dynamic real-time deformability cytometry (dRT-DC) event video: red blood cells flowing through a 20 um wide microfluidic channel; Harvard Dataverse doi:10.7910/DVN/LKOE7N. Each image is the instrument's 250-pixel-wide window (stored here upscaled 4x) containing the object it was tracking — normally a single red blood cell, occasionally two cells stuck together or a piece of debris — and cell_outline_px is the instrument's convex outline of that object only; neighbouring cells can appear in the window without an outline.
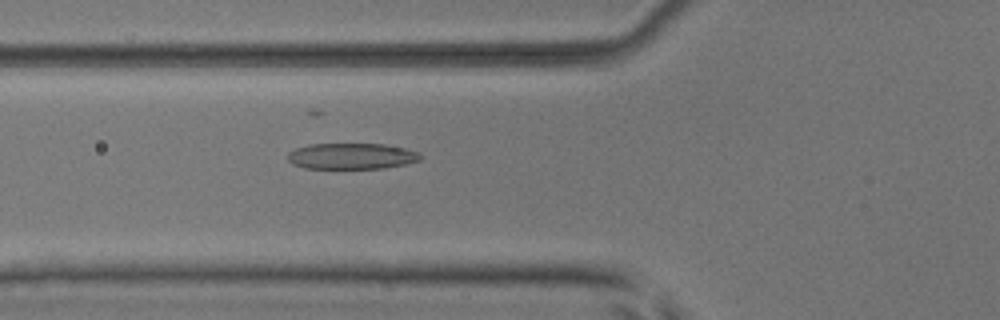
{"species": "common noctule bat (a hibernating species)", "species_latin": "Nyctalus noctula", "temperature_condition": "room temperature", "stored_images_in_passage": 2, "camera_frame_rate_fps": 3000, "um_per_image_px": 0.085, "animal": {"sex": "male", "body_mass_g": 17.9, "forearm_length_mm": 54.2}, "frame": {"image": 1, "passage_image": 2, "time_ms": 0.333, "image_size_px": [1000, 320], "cell_outline_px": [[424, 156], [420, 160], [404, 164], [384, 168], [304, 168], [292, 164], [288, 160], [288, 152], [296, 148], [308, 144], [384, 144], [404, 148], [420, 152]], "centroid_in_image_um": [29.89, 13.27], "position_along_channel_um": 95.9, "area_um2": 20.17}}